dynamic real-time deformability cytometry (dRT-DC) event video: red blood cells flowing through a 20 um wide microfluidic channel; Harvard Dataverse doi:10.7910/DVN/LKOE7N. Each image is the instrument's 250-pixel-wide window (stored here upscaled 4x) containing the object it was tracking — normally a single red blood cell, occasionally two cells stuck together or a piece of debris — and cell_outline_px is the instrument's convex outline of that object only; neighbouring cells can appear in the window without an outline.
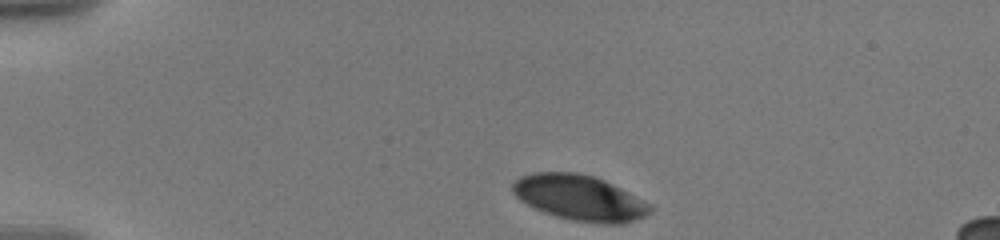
{"species": "human", "species_latin": "Homo sapiens", "temperature_condition": "warm", "stored_images_in_passage": 13, "camera_frame_rate_fps": 3000, "um_per_image_px": 0.085, "donor": {"sex": "male"}, "frame": {"image": 1, "passage_image": 1, "time_ms": 0.0, "image_size_px": [1000, 240], "cell_outline_px": [[652, 212], [644, 216], [624, 224], [600, 224], [572, 220], [556, 216], [544, 212], [520, 200], [512, 192], [512, 184], [520, 176], [532, 172], [576, 172], [592, 176], [604, 180], [652, 204]], "centroid_in_image_um": [49.28, 16.82], "position_along_channel_um": 35.7, "area_um2": 36.41}}
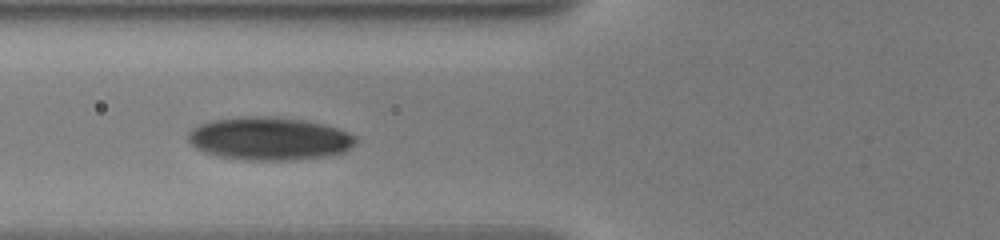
{"frame": {"image": 2, "passage_image": 11, "time_ms": 3.667, "image_size_px": [1000, 240], "cell_outline_px": [[356, 140], [344, 152], [328, 156], [296, 160], [248, 160], [220, 156], [204, 152], [196, 148], [188, 140], [188, 132], [192, 128], [200, 124], [212, 120], [240, 116], [276, 116], [304, 120], [324, 124], [348, 132], [356, 136]], "centroid_in_image_um": [22.88, 11.77], "position_along_channel_um": 102.9, "area_um2": 42.14}}
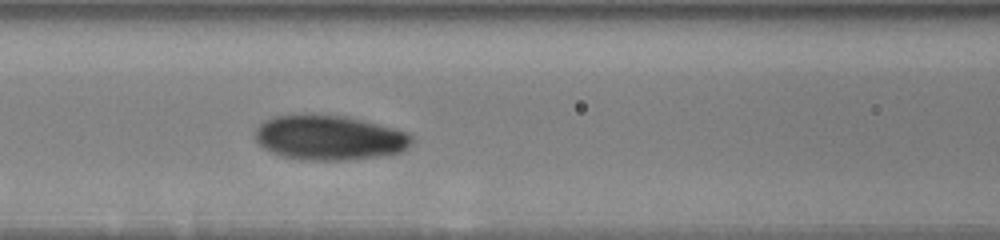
{"frame": {"image": 3, "passage_image": 13, "time_ms": 4.667, "image_size_px": [1000, 240], "cell_outline_px": [[412, 144], [408, 148], [400, 152], [384, 156], [348, 160], [300, 160], [280, 156], [264, 148], [256, 140], [256, 128], [264, 120], [272, 116], [304, 112], [348, 116], [396, 128], [408, 132], [412, 136]], "centroid_in_image_um": [27.99, 11.67], "position_along_channel_um": 138.6, "area_um2": 41.96}}